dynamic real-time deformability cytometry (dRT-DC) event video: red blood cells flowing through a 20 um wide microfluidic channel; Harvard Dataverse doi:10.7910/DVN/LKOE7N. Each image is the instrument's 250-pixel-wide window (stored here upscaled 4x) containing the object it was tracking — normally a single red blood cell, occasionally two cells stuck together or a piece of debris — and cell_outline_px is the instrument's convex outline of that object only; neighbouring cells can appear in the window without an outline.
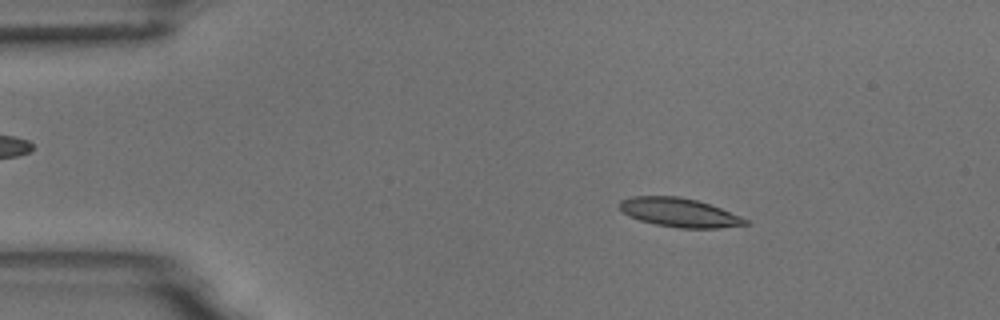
{"species": "common noctule bat (a hibernating species)", "species_latin": "Nyctalus noctula", "temperature_condition": "room temperature", "stored_images_in_passage": 49, "camera_frame_rate_fps": 3000, "um_per_image_px": 0.085, "animal": {"sex": "male", "body_mass_g": 18.8}, "frame": {"image": 1, "passage_image": 4, "time_ms": 1.0, "image_size_px": [1000, 320], "cell_outline_px": [[752, 224], [720, 228], [680, 228], [656, 224], [640, 220], [628, 216], [620, 208], [620, 200], [632, 196], [680, 196], [696, 200], [720, 208], [740, 216], [748, 220]], "centroid_in_image_um": [57.76, 18.07], "position_along_channel_um": 27.2, "area_um2": 21.1}}
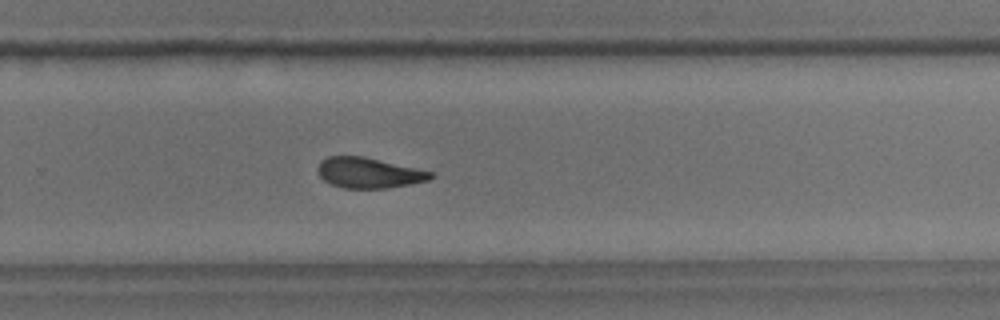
{"frame": {"image": 2, "passage_image": 31, "time_ms": 10.0, "image_size_px": [1000, 320], "cell_outline_px": [[436, 176], [428, 180], [388, 188], [344, 188], [332, 184], [324, 180], [320, 176], [316, 168], [320, 160], [328, 156], [364, 156], [436, 172]], "centroid_in_image_um": [31.37, 14.68], "position_along_channel_um": 298.4, "area_um2": 20.23}}
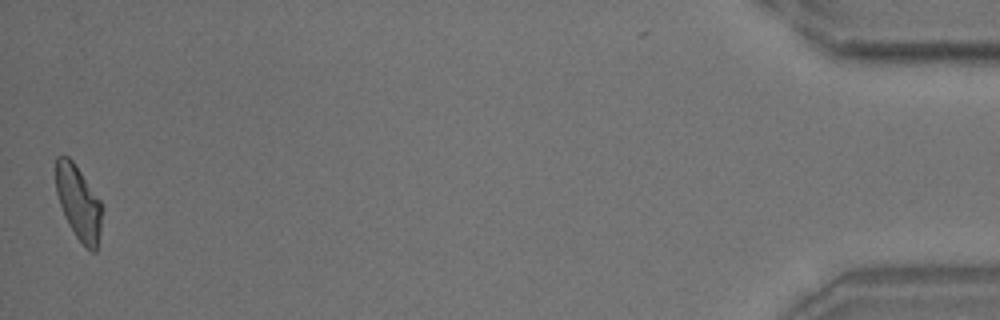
{"frame": {"image": 3, "passage_image": 49, "time_ms": 16.0, "image_size_px": [1000, 320], "cell_outline_px": [[104, 208], [100, 232], [96, 252], [92, 252], [84, 248], [68, 224], [60, 204], [56, 192], [56, 156], [68, 156], [72, 160], [100, 200]], "centroid_in_image_um": [6.7, 17.27], "position_along_channel_um": 428.5, "area_um2": 20.06}, "authors_computed_cell_mechanics": {"area_um2": 20.9236, "velocity_mm_per_s": 3.704, "shape_relaxation_time_tau1_ms": 9.0456, "shape_relaxation_time_tau2_ms": 3.5891, "deformation_change_tau1": 0.2013, "deformation_change_tau2": 0.1206}}